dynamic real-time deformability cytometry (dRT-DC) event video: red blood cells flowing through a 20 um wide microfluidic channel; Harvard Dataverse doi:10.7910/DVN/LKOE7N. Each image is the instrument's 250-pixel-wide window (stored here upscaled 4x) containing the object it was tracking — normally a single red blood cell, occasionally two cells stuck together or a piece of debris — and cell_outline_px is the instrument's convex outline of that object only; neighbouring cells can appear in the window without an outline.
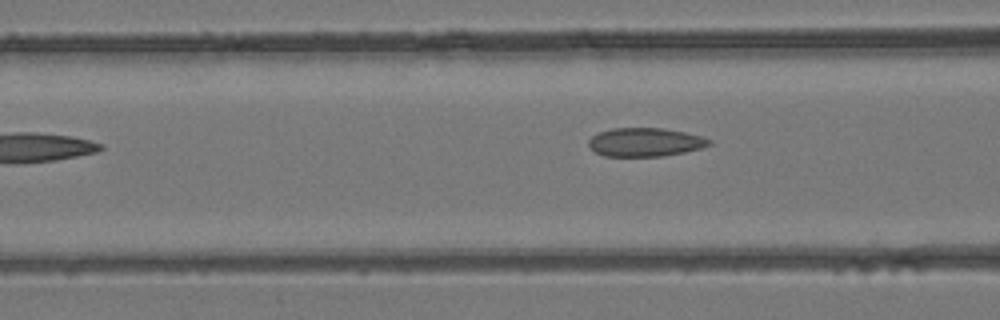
{"species": "common noctule bat (a hibernating species)", "species_latin": "Nyctalus noctula", "temperature_condition": "room temperature", "stored_images_in_passage": 6, "camera_frame_rate_fps": 3000, "um_per_image_px": 0.085, "animal": {"sex": "female", "body_mass_g": 24.6, "forearm_length_mm": 56.2}, "frame": {"image": 1, "passage_image": 6, "time_ms": 1.667, "image_size_px": [1000, 320], "cell_outline_px": [[712, 144], [700, 148], [684, 152], [664, 156], [604, 156], [596, 152], [588, 144], [588, 140], [592, 136], [600, 132], [612, 128], [664, 128], [684, 132], [700, 136], [712, 140]], "centroid_in_image_um": [54.84, 12.08], "position_along_channel_um": 111.8, "area_um2": 20.0}}